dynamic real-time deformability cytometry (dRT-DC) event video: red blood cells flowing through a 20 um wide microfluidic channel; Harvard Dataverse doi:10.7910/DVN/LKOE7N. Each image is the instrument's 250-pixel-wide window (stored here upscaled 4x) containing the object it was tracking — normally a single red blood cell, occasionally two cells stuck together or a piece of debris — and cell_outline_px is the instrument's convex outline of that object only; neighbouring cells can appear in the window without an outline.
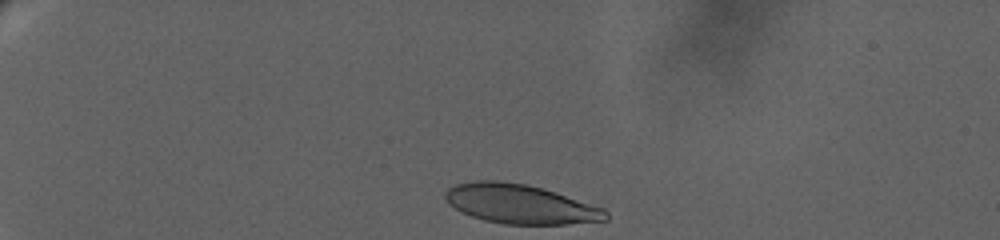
{"species": "human", "species_latin": "Homo sapiens", "temperature_condition": "warm", "stored_images_in_passage": 32, "camera_frame_rate_fps": 3000, "um_per_image_px": 0.085, "donor": {"sex": "female"}, "frame": {"image": 1, "passage_image": 1, "time_ms": 0.0, "image_size_px": [1000, 240], "cell_outline_px": [[608, 220], [568, 224], [504, 224], [484, 220], [460, 212], [448, 204], [444, 196], [444, 192], [448, 188], [456, 184], [472, 180], [496, 180], [528, 184], [604, 208], [608, 212]], "centroid_in_image_um": [44.17, 17.34], "position_along_channel_um": 40.8, "area_um2": 36.82}}
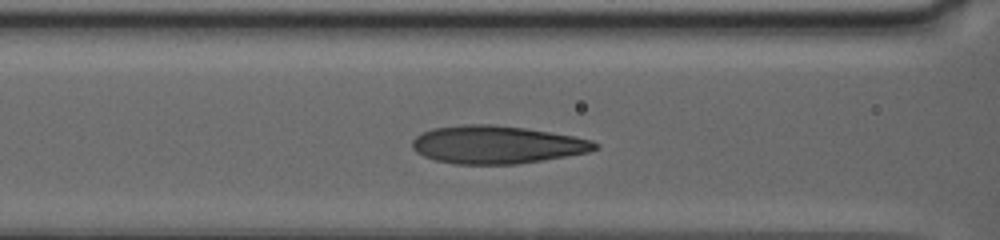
{"frame": {"image": 2, "passage_image": 18, "time_ms": 5.667, "image_size_px": [1000, 240], "cell_outline_px": [[600, 148], [588, 152], [516, 164], [456, 164], [436, 160], [424, 156], [416, 152], [412, 148], [412, 140], [420, 132], [432, 128], [464, 124], [496, 124], [524, 128], [572, 136], [592, 140], [600, 144]], "centroid_in_image_um": [42.19, 12.29], "position_along_channel_um": 124.4, "area_um2": 40.29}}
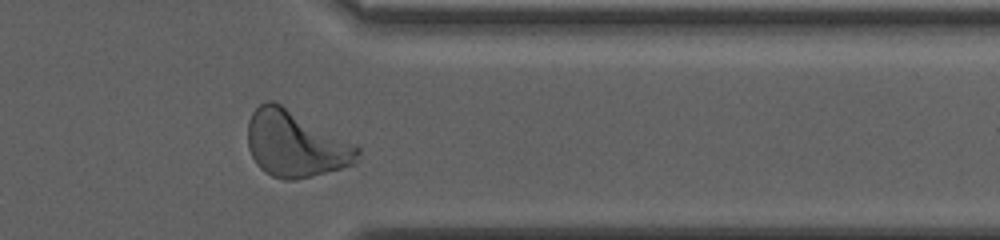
{"frame": {"image": 3, "passage_image": 30, "time_ms": 14.667, "image_size_px": [1000, 240], "cell_outline_px": [[360, 160], [356, 164], [312, 176], [296, 180], [284, 180], [272, 176], [264, 172], [256, 164], [248, 148], [248, 120], [252, 112], [260, 104], [268, 100], [272, 100], [280, 104], [356, 144], [360, 148]], "centroid_in_image_um": [25.13, 12.26], "position_along_channel_um": 386.3, "area_um2": 42.54}, "authors_computed_cell_mechanics": {"area_um2": 39.1017, "velocity_mm_per_s": 2.9313, "shape_relaxation_time_tau1_ms": 5.2047, "shape_relaxation_time_tau2_ms": null, "deformation_change_tau1": 0.2072, "deformation_change_tau2": null}}